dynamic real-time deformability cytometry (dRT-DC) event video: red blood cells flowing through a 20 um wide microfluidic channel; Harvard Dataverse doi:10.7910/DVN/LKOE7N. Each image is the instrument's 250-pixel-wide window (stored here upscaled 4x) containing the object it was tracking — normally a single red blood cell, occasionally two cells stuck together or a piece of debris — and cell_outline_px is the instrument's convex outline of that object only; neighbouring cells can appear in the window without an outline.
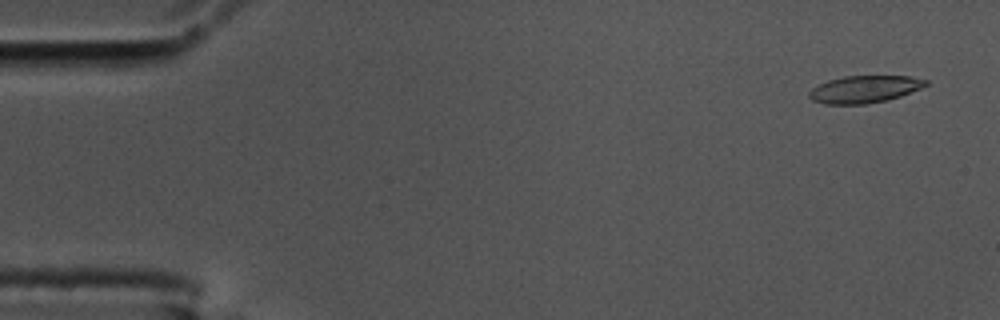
{"species": "common noctule bat (a hibernating species)", "species_latin": "Nyctalus noctula", "temperature_condition": "cold", "stored_images_in_passage": 55, "camera_frame_rate_fps": 3000, "um_per_image_px": 0.085, "animal": {"sex": "male", "body_mass_g": 17.5, "forearm_length_mm": 52.3}, "frame": {"image": 1, "passage_image": 3, "time_ms": 0.667, "image_size_px": [1000, 320], "cell_outline_px": [[928, 84], [920, 88], [900, 96], [888, 100], [864, 104], [824, 104], [812, 100], [808, 96], [808, 92], [812, 88], [828, 80], [844, 76], [908, 76], [928, 80]], "centroid_in_image_um": [73.46, 7.58], "position_along_channel_um": 11.5, "area_um2": 18.44}}
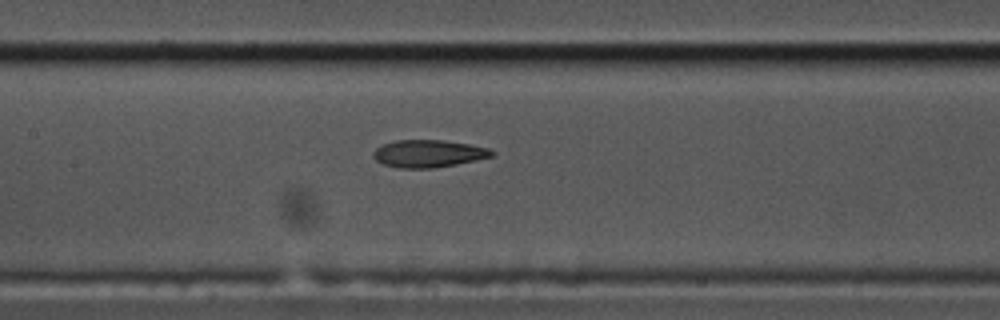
{"frame": {"image": 2, "passage_image": 26, "time_ms": 8.333, "image_size_px": [1000, 320], "cell_outline_px": [[496, 152], [492, 156], [476, 160], [456, 164], [432, 168], [400, 168], [384, 164], [376, 160], [372, 156], [372, 152], [380, 144], [396, 140], [444, 140], [468, 144], [488, 148]], "centroid_in_image_um": [36.38, 13.05], "position_along_channel_um": 171.0, "area_um2": 18.96}}
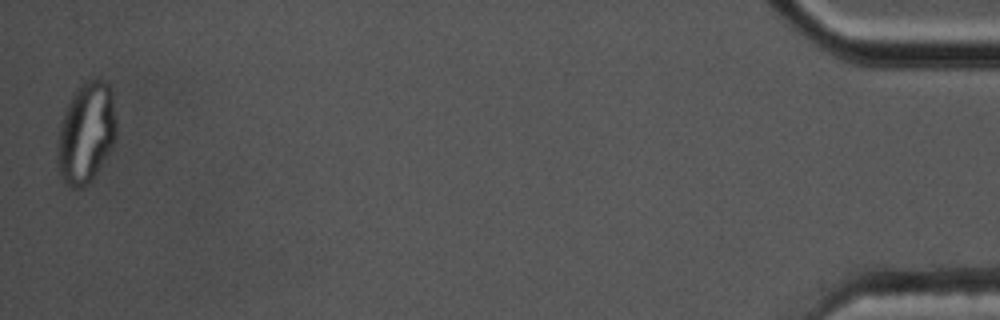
{"frame": {"image": 3, "passage_image": 55, "time_ms": 18.0, "image_size_px": [1000, 320], "cell_outline_px": [[116, 136], [112, 148], [92, 180], [84, 188], [72, 188], [64, 184], [60, 176], [56, 156], [56, 152], [60, 124], [68, 104], [72, 96], [80, 84], [84, 80], [104, 80], [108, 84], [112, 92], [116, 120]], "centroid_in_image_um": [7.32, 11.33], "position_along_channel_um": 427.9, "area_um2": 34.91}, "authors_computed_cell_mechanics": {"area_um2": 19.5364, "velocity_mm_per_s": 3.6244, "shape_relaxation_time_tau1_ms": null, "shape_relaxation_time_tau2_ms": 3.0603, "deformation_change_tau1": null, "deformation_change_tau2": 0.0936}}